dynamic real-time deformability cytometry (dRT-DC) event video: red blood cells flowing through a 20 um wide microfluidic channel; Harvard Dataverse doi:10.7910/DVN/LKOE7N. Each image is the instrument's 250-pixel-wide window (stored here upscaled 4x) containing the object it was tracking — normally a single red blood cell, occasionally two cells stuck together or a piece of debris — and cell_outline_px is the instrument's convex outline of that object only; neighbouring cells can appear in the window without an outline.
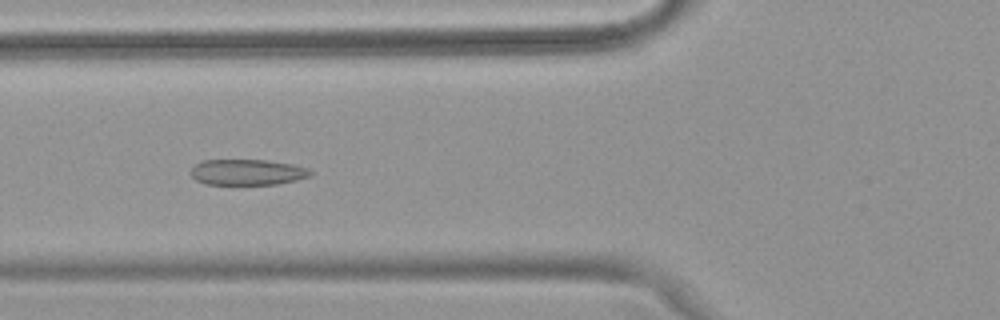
{"species": "common noctule bat (a hibernating species)", "species_latin": "Nyctalus noctula", "temperature_condition": "warm", "stored_images_in_passage": 34, "camera_frame_rate_fps": 3000, "um_per_image_px": 0.085, "animal": {"sex": "female", "body_mass_g": 18.4}, "frame": {"image": 1, "passage_image": 3, "time_ms": 0.667, "image_size_px": [1000, 320], "cell_outline_px": [[312, 176], [296, 180], [276, 184], [204, 184], [196, 180], [188, 172], [196, 164], [204, 160], [268, 160], [292, 164], [308, 168], [312, 172]], "centroid_in_image_um": [21.02, 14.63], "position_along_channel_um": 104.8, "area_um2": 18.03}}
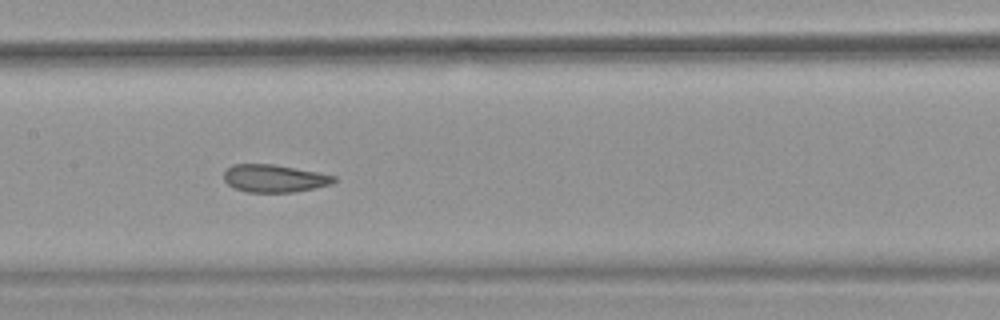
{"frame": {"image": 2, "passage_image": 9, "time_ms": 2.667, "image_size_px": [1000, 320], "cell_outline_px": [[336, 180], [332, 184], [292, 192], [248, 192], [236, 188], [228, 184], [224, 180], [224, 172], [232, 164], [272, 164], [316, 172], [336, 176]], "centroid_in_image_um": [23.3, 15.16], "position_along_channel_um": 184.1, "area_um2": 17.46}}
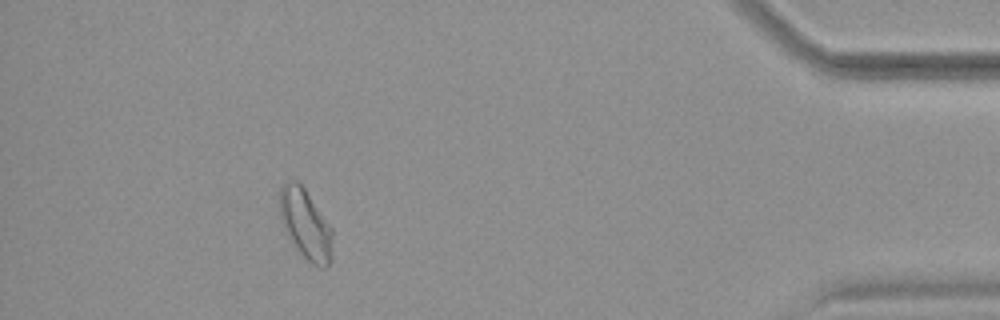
{"frame": {"image": 3, "passage_image": 30, "time_ms": 9.667, "image_size_px": [1000, 320], "cell_outline_px": [[332, 260], [324, 268], [320, 268], [312, 264], [296, 248], [284, 232], [280, 216], [280, 188], [288, 180], [296, 180], [304, 188], [332, 228]], "centroid_in_image_um": [25.97, 19.08], "position_along_channel_um": 409.2, "area_um2": 21.5}}